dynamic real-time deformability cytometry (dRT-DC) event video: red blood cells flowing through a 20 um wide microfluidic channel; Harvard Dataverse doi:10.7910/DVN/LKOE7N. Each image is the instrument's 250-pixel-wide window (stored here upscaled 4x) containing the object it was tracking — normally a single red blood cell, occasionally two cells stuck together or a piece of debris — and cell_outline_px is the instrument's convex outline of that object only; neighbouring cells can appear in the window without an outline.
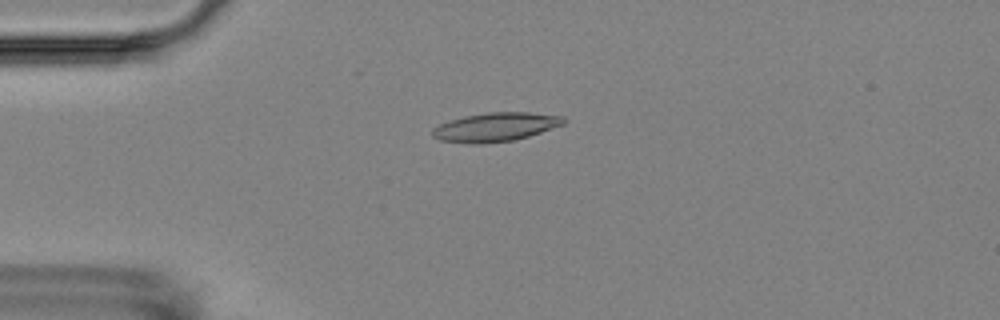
{"species": "Egyptian fruit bat (a non-hibernating species)", "species_latin": "Rousettus aegyptiacus", "temperature_condition": "room temperature", "stored_images_in_passage": 3, "camera_frame_rate_fps": 3000, "um_per_image_px": 0.085, "animal": {"sex": "female"}, "frame": {"image": 1, "passage_image": 2, "time_ms": 1.0, "image_size_px": [1000, 320], "cell_outline_px": [[564, 124], [528, 136], [512, 140], [480, 144], [468, 144], [440, 140], [432, 136], [432, 128], [448, 120], [464, 116], [488, 112], [528, 112], [564, 116]], "centroid_in_image_um": [42.07, 10.79], "position_along_channel_um": 42.9, "area_um2": 22.02}}